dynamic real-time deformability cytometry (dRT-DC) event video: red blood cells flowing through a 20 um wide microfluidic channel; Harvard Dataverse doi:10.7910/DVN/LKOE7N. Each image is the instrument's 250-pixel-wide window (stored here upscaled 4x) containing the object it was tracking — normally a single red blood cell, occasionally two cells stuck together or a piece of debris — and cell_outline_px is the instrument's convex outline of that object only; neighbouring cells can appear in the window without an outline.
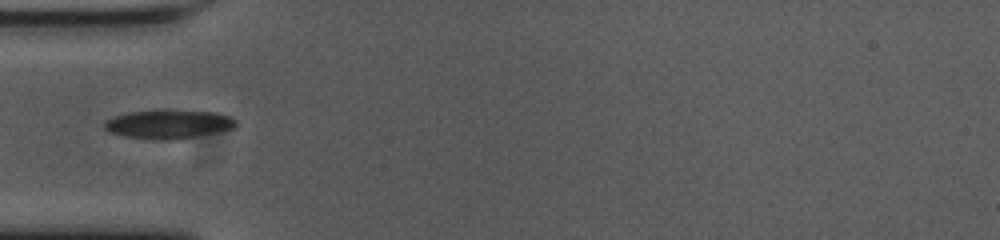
{"species": "common noctule bat (a hibernating species)", "species_latin": "Nyctalus noctula", "temperature_condition": "cold", "stored_images_in_passage": 39, "camera_frame_rate_fps": 3000, "um_per_image_px": 0.085, "animal": {"sex": "female", "body_mass_g": 23.0, "forearm_length_mm": 53.4}, "frame": {"image": 1, "passage_image": 1, "time_ms": 0.0, "image_size_px": [1000, 240], "cell_outline_px": [[236, 124], [232, 128], [172, 140], [164, 140], [124, 136], [112, 132], [104, 128], [104, 120], [112, 116], [128, 112], [160, 108], [168, 108], [212, 112], [228, 116], [236, 120]], "centroid_in_image_um": [14.24, 10.5], "position_along_channel_um": 70.8, "area_um2": 22.2}}
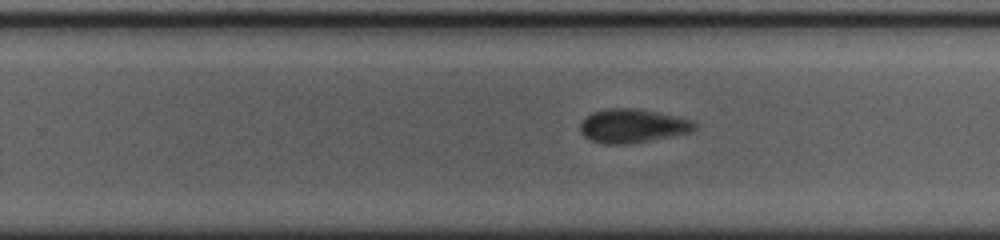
{"frame": {"image": 2, "passage_image": 18, "time_ms": 5.667, "image_size_px": [1000, 240], "cell_outline_px": [[696, 128], [692, 132], [628, 144], [604, 144], [592, 140], [584, 136], [580, 132], [580, 124], [592, 112], [608, 108], [636, 108], [656, 112], [692, 120], [696, 124]], "centroid_in_image_um": [53.76, 10.7], "position_along_channel_um": 276.0, "area_um2": 22.31}}
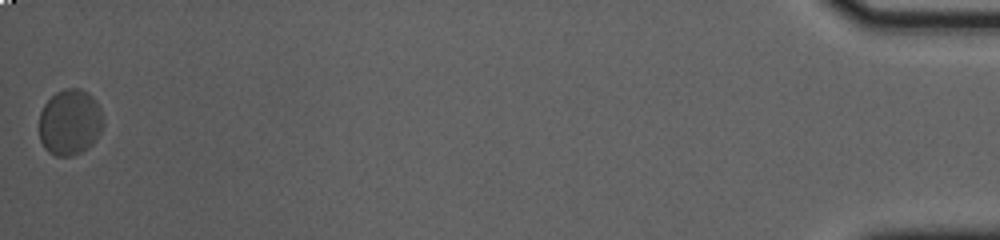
{"frame": {"image": 3, "passage_image": 39, "time_ms": 12.667, "image_size_px": [1000, 240], "cell_outline_px": [[104, 124], [96, 140], [88, 148], [72, 156], [56, 156], [48, 152], [44, 148], [40, 140], [40, 112], [44, 104], [56, 92], [64, 88], [80, 88], [88, 92], [92, 96], [100, 108]], "centroid_in_image_um": [5.95, 10.39], "position_along_channel_um": 429.3, "area_um2": 24.8}}